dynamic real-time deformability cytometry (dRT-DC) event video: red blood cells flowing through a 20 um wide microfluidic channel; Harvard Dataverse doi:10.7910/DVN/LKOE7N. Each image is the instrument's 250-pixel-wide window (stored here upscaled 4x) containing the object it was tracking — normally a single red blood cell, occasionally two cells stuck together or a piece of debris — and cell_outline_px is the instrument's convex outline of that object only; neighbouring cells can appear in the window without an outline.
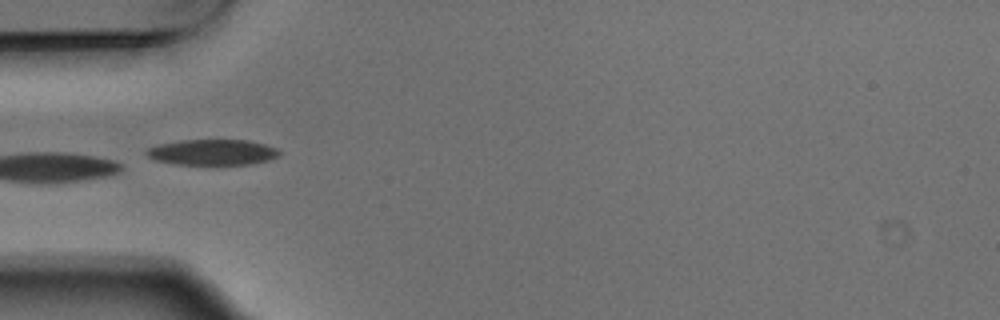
{"species": "Egyptian fruit bat (a non-hibernating species)", "species_latin": "Rousettus aegyptiacus", "temperature_condition": "warm", "stored_images_in_passage": 4, "camera_frame_rate_fps": 3000, "um_per_image_px": 0.085, "animal": {"sex": "male"}, "frame": {"image": 1, "passage_image": 2, "time_ms": 0.333, "image_size_px": [1000, 320], "cell_outline_px": [[280, 156], [268, 160], [252, 164], [172, 164], [156, 160], [148, 156], [144, 152], [148, 148], [160, 144], [180, 140], [248, 140], [264, 144], [276, 148], [280, 152]], "centroid_in_image_um": [18.06, 12.94], "position_along_channel_um": 66.9, "area_um2": 19.83}}
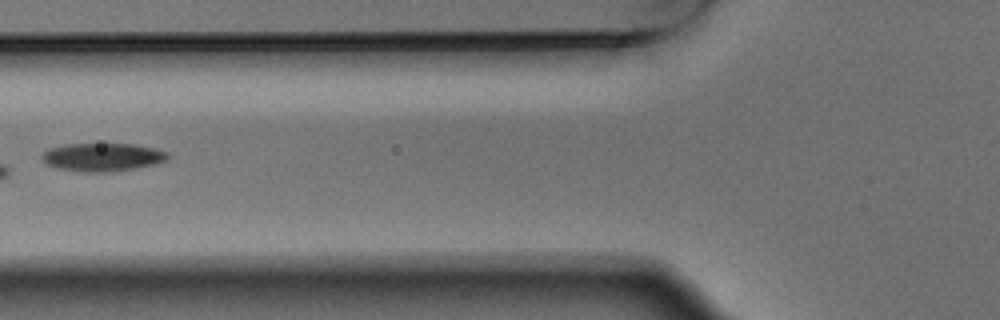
{"frame": {"image": 2, "passage_image": 3, "time_ms": 0.667, "image_size_px": [1000, 320], "cell_outline_px": [[168, 160], [156, 164], [112, 172], [80, 172], [56, 168], [48, 164], [40, 156], [48, 148], [64, 144], [132, 144], [152, 148], [168, 152]], "centroid_in_image_um": [8.69, 13.36], "position_along_channel_um": 117.1, "area_um2": 20.69}}
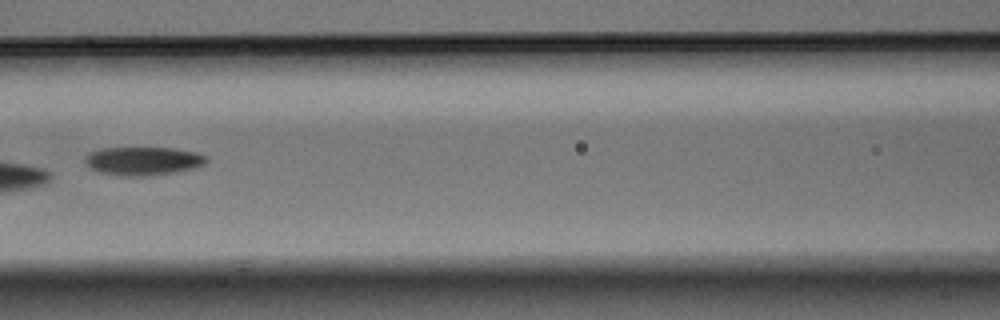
{"frame": {"image": 3, "passage_image": 4, "time_ms": 1.0, "image_size_px": [1000, 320], "cell_outline_px": [[208, 160], [204, 164], [192, 168], [172, 172], [144, 176], [120, 176], [100, 172], [88, 168], [84, 164], [84, 156], [88, 152], [100, 148], [172, 148], [196, 152], [208, 156]], "centroid_in_image_um": [12.09, 13.67], "position_along_channel_um": 154.5, "area_um2": 20.23}}